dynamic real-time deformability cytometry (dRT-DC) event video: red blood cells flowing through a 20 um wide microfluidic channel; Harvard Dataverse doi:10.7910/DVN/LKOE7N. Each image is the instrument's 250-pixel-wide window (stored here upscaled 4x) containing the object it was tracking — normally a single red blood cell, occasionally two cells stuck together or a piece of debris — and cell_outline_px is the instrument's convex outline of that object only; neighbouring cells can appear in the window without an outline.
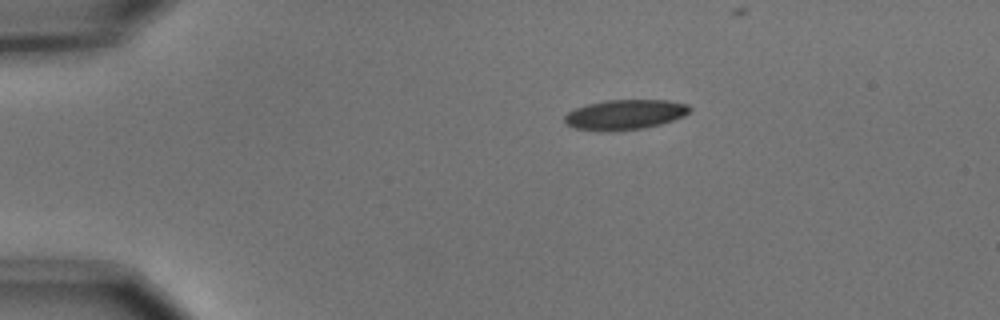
{"species": "common noctule bat (a hibernating species)", "species_latin": "Nyctalus noctula", "temperature_condition": "cold", "stored_images_in_passage": 2, "camera_frame_rate_fps": 3000, "um_per_image_px": 0.085, "animal": {"sex": "male", "body_mass_g": 15.6}, "frame": {"image": 1, "passage_image": 1, "time_ms": 0.0, "image_size_px": [1000, 320], "cell_outline_px": [[692, 108], [684, 116], [660, 124], [644, 128], [612, 132], [576, 128], [568, 124], [564, 120], [564, 116], [568, 112], [576, 108], [588, 104], [608, 100], [668, 100], [688, 104]], "centroid_in_image_um": [53.15, 9.74], "position_along_channel_um": 31.9, "area_um2": 21.79}}